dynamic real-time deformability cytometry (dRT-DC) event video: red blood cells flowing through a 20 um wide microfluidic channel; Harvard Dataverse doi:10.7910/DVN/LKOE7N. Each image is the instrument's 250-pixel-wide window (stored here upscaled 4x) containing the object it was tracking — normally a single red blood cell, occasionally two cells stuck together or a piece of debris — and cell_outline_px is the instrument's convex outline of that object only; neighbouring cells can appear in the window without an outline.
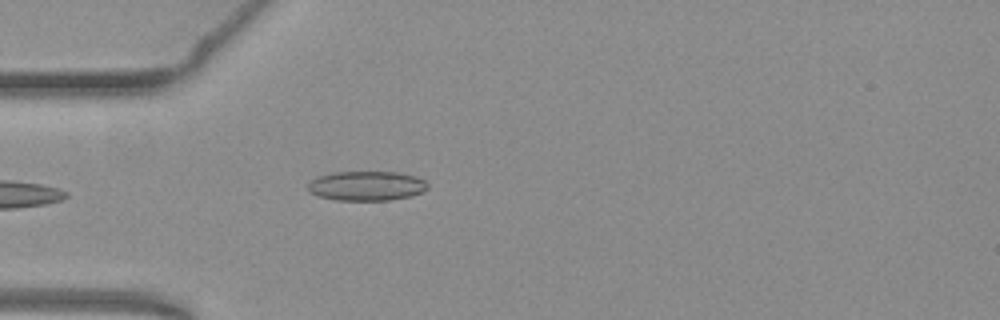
{"species": "common noctule bat (a hibernating species)", "species_latin": "Nyctalus noctula", "temperature_condition": "warm", "stored_images_in_passage": 24, "camera_frame_rate_fps": 3000, "um_per_image_px": 0.085, "animal": {"sex": "female", "body_mass_g": 19.3, "forearm_length_mm": 54.1}, "frame": {"image": 1, "passage_image": 1, "time_ms": 0.0, "image_size_px": [1000, 320], "cell_outline_px": [[428, 188], [420, 192], [408, 196], [388, 200], [336, 200], [320, 196], [308, 192], [308, 184], [312, 180], [320, 176], [336, 172], [396, 172], [412, 176], [424, 180], [428, 184]], "centroid_in_image_um": [31.13, 15.8], "position_along_channel_um": 53.9, "area_um2": 20.23}}